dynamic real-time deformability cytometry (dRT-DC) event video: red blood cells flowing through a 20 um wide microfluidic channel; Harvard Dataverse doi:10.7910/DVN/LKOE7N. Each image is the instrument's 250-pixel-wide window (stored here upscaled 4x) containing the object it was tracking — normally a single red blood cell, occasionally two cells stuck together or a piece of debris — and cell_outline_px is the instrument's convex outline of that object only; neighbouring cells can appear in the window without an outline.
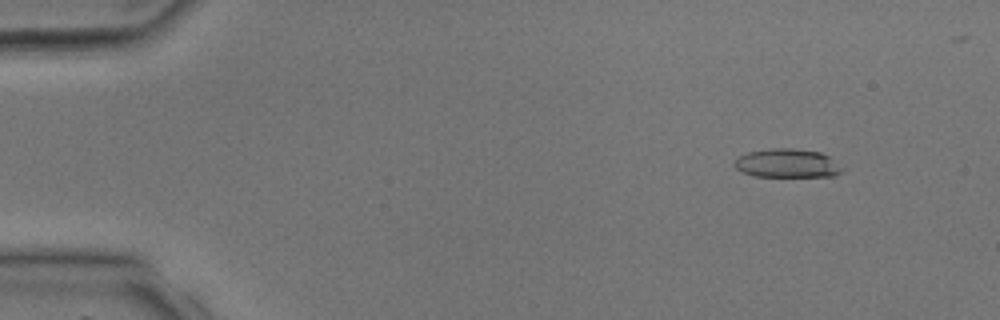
{"species": "common noctule bat (a hibernating species)", "species_latin": "Nyctalus noctula", "temperature_condition": "room temperature", "stored_images_in_passage": 3, "camera_frame_rate_fps": 3000, "um_per_image_px": 0.085, "animal": {"sex": "male", "body_mass_g": 17.9, "forearm_length_mm": 54.2}, "frame": {"image": 1, "passage_image": 2, "time_ms": 1.333, "image_size_px": [1000, 320], "cell_outline_px": [[844, 168], [836, 176], [756, 176], [744, 172], [736, 168], [732, 164], [740, 156], [748, 152], [772, 148], [792, 148], [820, 152], [828, 156]], "centroid_in_image_um": [66.93, 13.87], "position_along_channel_um": 18.1, "area_um2": 17.86}}